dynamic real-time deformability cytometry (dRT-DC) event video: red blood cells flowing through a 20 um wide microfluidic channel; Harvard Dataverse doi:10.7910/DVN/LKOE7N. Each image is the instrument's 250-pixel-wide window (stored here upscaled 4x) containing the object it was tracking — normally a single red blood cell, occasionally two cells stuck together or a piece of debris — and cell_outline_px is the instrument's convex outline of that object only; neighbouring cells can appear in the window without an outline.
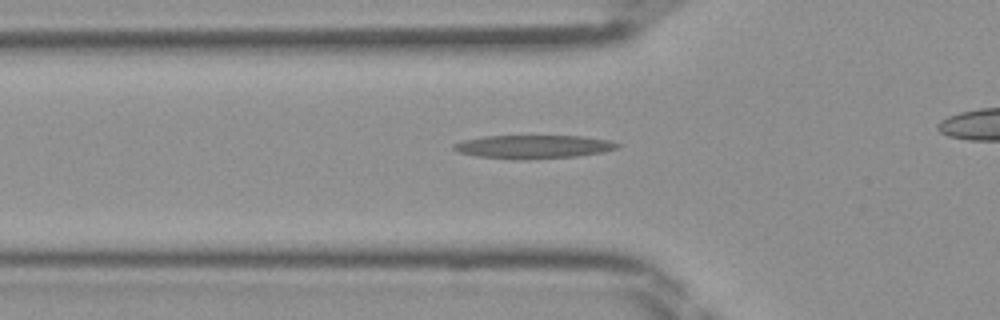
{"species": "Egyptian fruit bat (a non-hibernating species)", "species_latin": "Rousettus aegyptiacus", "temperature_condition": "room temperature", "stored_images_in_passage": 30, "camera_frame_rate_fps": 3000, "um_per_image_px": 0.085, "frame": {"image": 1, "passage_image": 8, "time_ms": 2.333, "image_size_px": [1000, 320], "cell_outline_px": [[620, 144], [616, 148], [604, 152], [576, 156], [476, 156], [456, 152], [452, 148], [452, 144], [464, 140], [484, 136], [580, 136], [608, 140]], "centroid_in_image_um": [45.33, 12.41], "position_along_channel_um": 80.5, "area_um2": 20.87}}
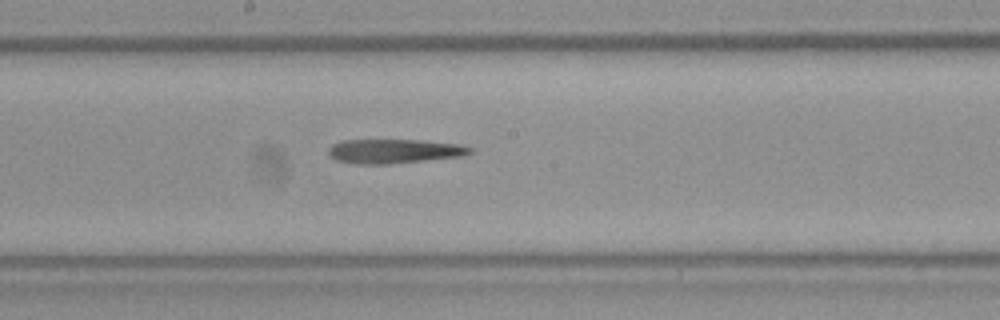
{"frame": {"image": 2, "passage_image": 17, "time_ms": 5.333, "image_size_px": [1000, 320], "cell_outline_px": [[476, 152], [464, 156], [388, 164], [356, 164], [336, 160], [328, 156], [328, 148], [332, 144], [340, 140], [416, 140], [460, 144], [476, 148]], "centroid_in_image_um": [33.54, 12.85], "position_along_channel_um": 214.7, "area_um2": 20.35}}
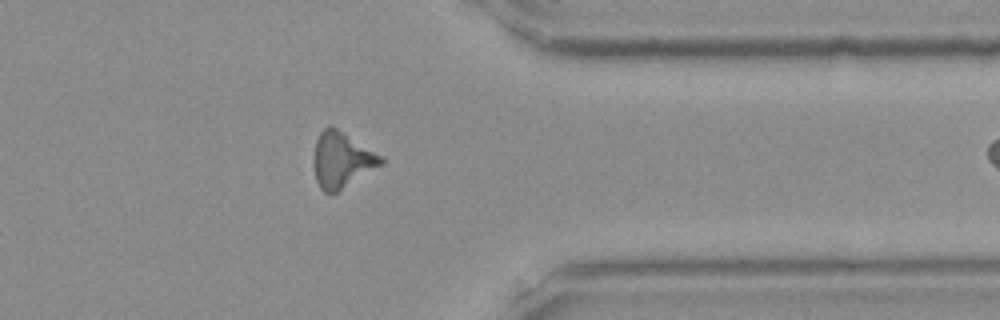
{"frame": {"image": 3, "passage_image": 29, "time_ms": 9.333, "image_size_px": [1000, 320], "cell_outline_px": [[384, 164], [336, 192], [324, 192], [320, 188], [316, 180], [312, 164], [312, 156], [316, 140], [320, 132], [328, 124], [332, 124], [384, 156]], "centroid_in_image_um": [29.04, 13.54], "position_along_channel_um": 382.4, "area_um2": 22.37}}